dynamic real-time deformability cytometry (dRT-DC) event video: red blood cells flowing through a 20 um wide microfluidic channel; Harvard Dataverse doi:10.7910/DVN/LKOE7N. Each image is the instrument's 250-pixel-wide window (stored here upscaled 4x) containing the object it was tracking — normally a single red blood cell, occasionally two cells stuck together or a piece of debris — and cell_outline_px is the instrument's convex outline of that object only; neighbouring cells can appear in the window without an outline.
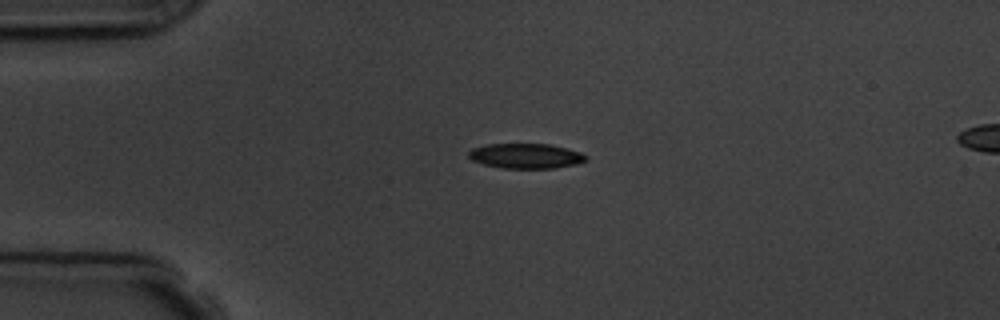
{"species": "common noctule bat (a hibernating species)", "species_latin": "Nyctalus noctula", "temperature_condition": "room temperature", "stored_images_in_passage": 5, "camera_frame_rate_fps": 3000, "um_per_image_px": 0.085, "animal": {"sex": "male", "body_mass_g": 19.5, "forearm_length_mm": 54.6}, "frame": {"image": 1, "passage_image": 5, "time_ms": 5.667, "image_size_px": [1000, 320], "cell_outline_px": [[588, 160], [576, 164], [552, 168], [504, 168], [484, 164], [472, 160], [468, 156], [468, 152], [472, 148], [488, 144], [548, 144], [568, 148], [580, 152], [588, 156]], "centroid_in_image_um": [44.72, 13.25], "position_along_channel_um": 40.3, "area_um2": 17.05}}